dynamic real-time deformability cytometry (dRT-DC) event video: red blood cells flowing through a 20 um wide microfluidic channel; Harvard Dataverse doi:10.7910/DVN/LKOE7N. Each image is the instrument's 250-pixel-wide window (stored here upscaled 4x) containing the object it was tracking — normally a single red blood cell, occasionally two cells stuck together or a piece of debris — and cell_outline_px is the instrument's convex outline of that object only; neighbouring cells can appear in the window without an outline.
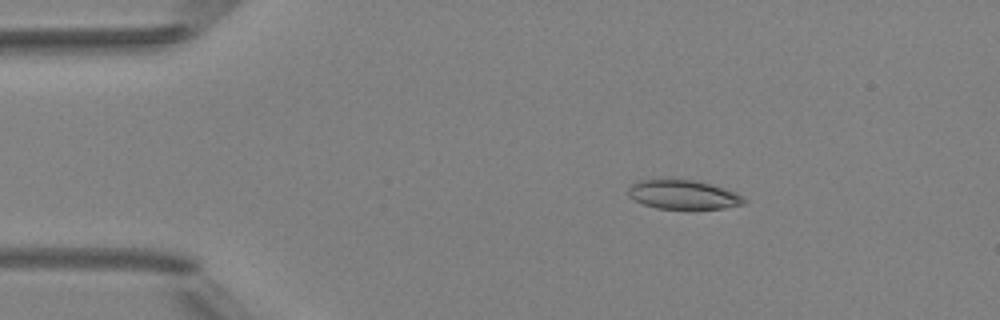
{"species": "Egyptian fruit bat (a non-hibernating species)", "species_latin": "Rousettus aegyptiacus", "temperature_condition": "room temperature", "stored_images_in_passage": 5, "camera_frame_rate_fps": 3000, "um_per_image_px": 0.085, "animal": {"sex": "female"}, "frame": {"image": 1, "passage_image": 3, "time_ms": 2.333, "image_size_px": [1000, 320], "cell_outline_px": [[748, 200], [744, 204], [724, 208], [688, 212], [656, 208], [644, 204], [628, 196], [628, 188], [632, 184], [640, 180], [692, 180], [708, 184], [736, 192]], "centroid_in_image_um": [58.11, 16.61], "position_along_channel_um": 26.9, "area_um2": 20.17}}